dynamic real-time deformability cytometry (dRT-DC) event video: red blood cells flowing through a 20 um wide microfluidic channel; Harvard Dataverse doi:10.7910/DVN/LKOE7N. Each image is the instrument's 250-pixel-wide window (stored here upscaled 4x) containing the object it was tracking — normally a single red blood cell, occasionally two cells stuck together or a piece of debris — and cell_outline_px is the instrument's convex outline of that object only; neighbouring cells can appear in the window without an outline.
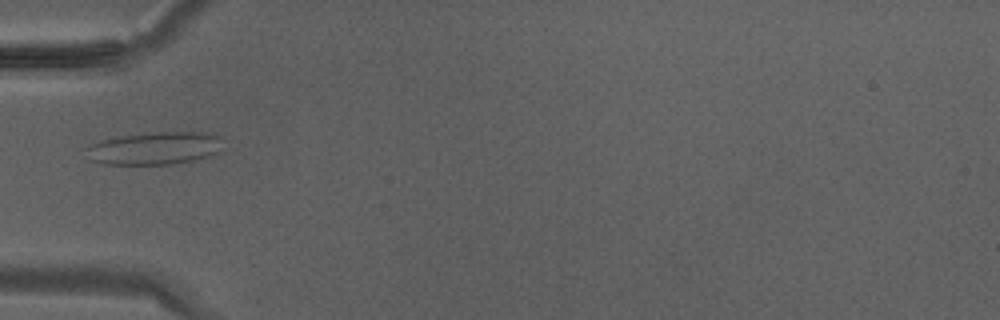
{"species": "Egyptian fruit bat (a non-hibernating species)", "species_latin": "Rousettus aegyptiacus", "temperature_condition": "warm", "stored_images_in_passage": 20, "camera_frame_rate_fps": 3000, "um_per_image_px": 0.085, "animal": {"sex": "male"}, "frame": {"image": 1, "passage_image": 1, "time_ms": 0.0, "image_size_px": [1000, 320], "cell_outline_px": [[220, 136], [216, 152], [208, 156], [192, 160], [172, 164], [104, 164], [92, 160], [84, 148], [100, 140], [116, 136], [160, 132], [204, 132]], "centroid_in_image_um": [13.07, 12.59], "position_along_channel_um": 71.9, "area_um2": 25.61}}
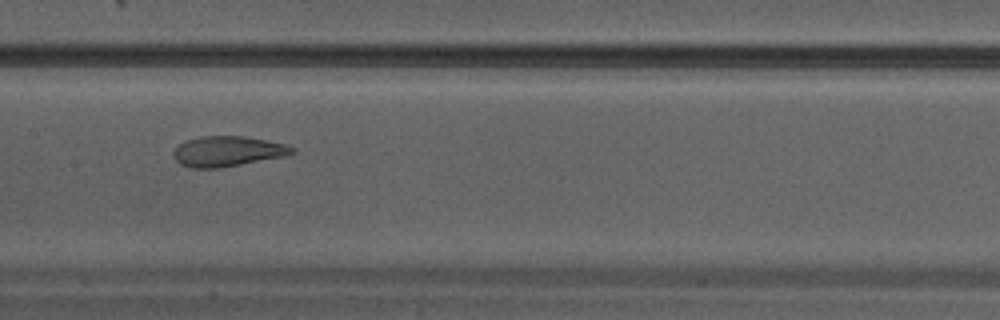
{"frame": {"image": 2, "passage_image": 7, "time_ms": 2.0, "image_size_px": [1000, 320], "cell_outline_px": [[296, 152], [284, 156], [220, 168], [192, 168], [180, 164], [176, 160], [172, 152], [180, 144], [188, 140], [204, 136], [244, 136], [268, 140], [284, 144], [296, 148]], "centroid_in_image_um": [19.36, 12.86], "position_along_channel_um": 188.0, "area_um2": 20.81}}
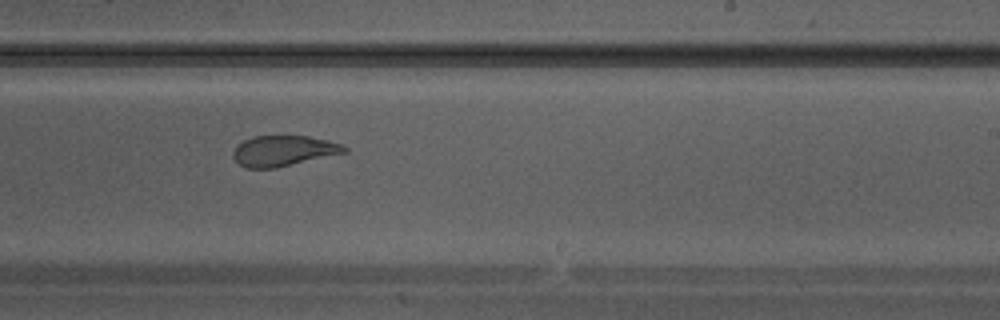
{"frame": {"image": 3, "passage_image": 11, "time_ms": 3.333, "image_size_px": [1000, 320], "cell_outline_px": [[348, 152], [276, 168], [244, 168], [232, 156], [232, 152], [236, 144], [252, 136], [308, 136], [340, 144], [348, 148]], "centroid_in_image_um": [24.05, 12.82], "position_along_channel_um": 264.9, "area_um2": 19.83}}